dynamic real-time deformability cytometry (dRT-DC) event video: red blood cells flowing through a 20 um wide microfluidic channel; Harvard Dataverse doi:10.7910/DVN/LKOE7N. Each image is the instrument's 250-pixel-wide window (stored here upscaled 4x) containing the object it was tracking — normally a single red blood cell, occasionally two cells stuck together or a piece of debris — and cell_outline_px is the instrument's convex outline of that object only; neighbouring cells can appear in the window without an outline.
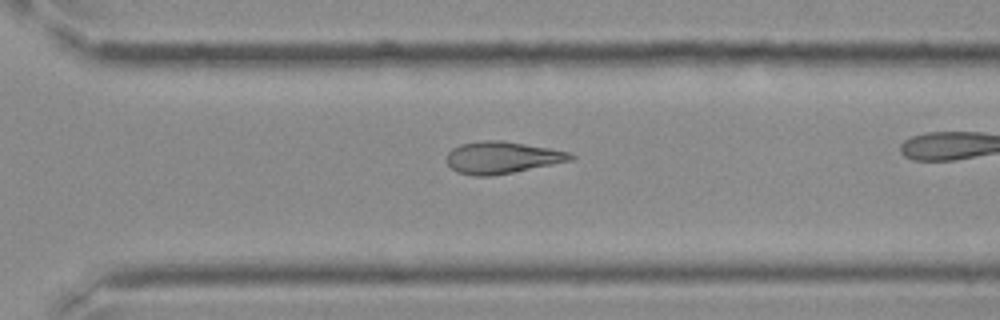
{"species": "Egyptian fruit bat (a non-hibernating species)", "species_latin": "Rousettus aegyptiacus", "temperature_condition": "cold", "stored_images_in_passage": 23, "camera_frame_rate_fps": 3000, "um_per_image_px": 0.085, "frame": {"image": 1, "passage_image": 20, "time_ms": 6.333, "image_size_px": [1000, 320], "cell_outline_px": [[576, 156], [572, 160], [492, 176], [472, 176], [456, 172], [448, 164], [448, 152], [452, 148], [460, 144], [480, 140], [500, 140], [548, 148], [568, 152]], "centroid_in_image_um": [42.63, 13.39], "position_along_channel_um": 328.0, "area_um2": 22.89}}